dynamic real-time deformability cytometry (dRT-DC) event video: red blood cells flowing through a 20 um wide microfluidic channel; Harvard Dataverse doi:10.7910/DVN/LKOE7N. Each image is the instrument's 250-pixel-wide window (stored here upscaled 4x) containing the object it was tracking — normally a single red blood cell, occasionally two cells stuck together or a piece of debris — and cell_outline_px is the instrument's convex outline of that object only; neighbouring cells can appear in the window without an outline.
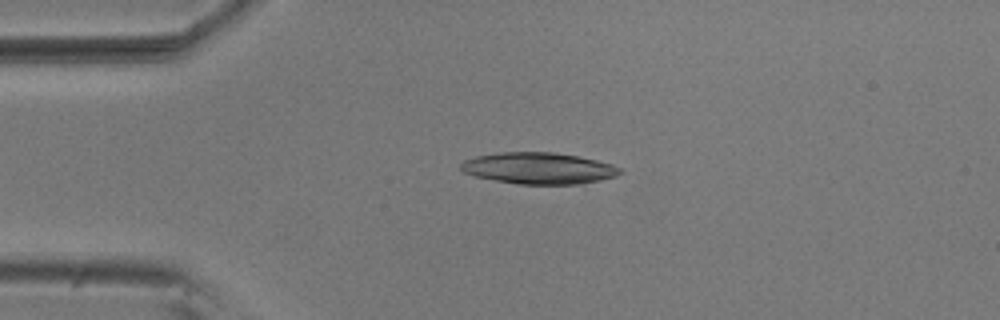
{"species": "common noctule bat (a hibernating species)", "species_latin": "Nyctalus noctula", "temperature_condition": "room temperature", "stored_images_in_passage": 7, "camera_frame_rate_fps": 3000, "um_per_image_px": 0.085, "animal": {"sex": "male", "body_mass_g": 20.5, "forearm_length_mm": 52.5}, "frame": {"image": 1, "passage_image": 4, "time_ms": 1.0, "image_size_px": [1000, 320], "cell_outline_px": [[624, 172], [616, 176], [600, 180], [580, 184], [520, 184], [472, 176], [464, 172], [460, 168], [460, 164], [464, 160], [476, 156], [500, 152], [552, 152], [576, 156], [596, 160], [612, 164], [620, 168]], "centroid_in_image_um": [45.79, 14.3], "position_along_channel_um": 39.2, "area_um2": 29.13}}
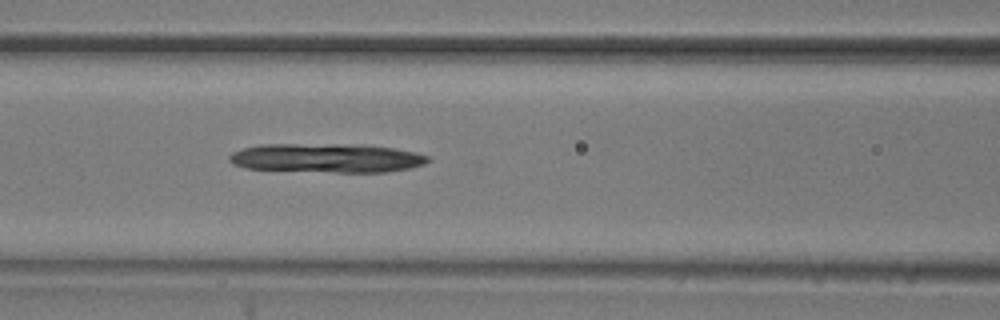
{"frame": {"image": 2, "passage_image": 7, "time_ms": 2.0, "image_size_px": [1000, 320], "cell_outline_px": [[432, 160], [424, 164], [408, 168], [388, 172], [336, 172], [248, 168], [232, 164], [228, 160], [228, 156], [232, 152], [244, 148], [260, 144], [364, 144], [396, 148], [416, 152], [428, 156]], "centroid_in_image_um": [27.81, 13.42], "position_along_channel_um": 138.8, "area_um2": 33.81}}